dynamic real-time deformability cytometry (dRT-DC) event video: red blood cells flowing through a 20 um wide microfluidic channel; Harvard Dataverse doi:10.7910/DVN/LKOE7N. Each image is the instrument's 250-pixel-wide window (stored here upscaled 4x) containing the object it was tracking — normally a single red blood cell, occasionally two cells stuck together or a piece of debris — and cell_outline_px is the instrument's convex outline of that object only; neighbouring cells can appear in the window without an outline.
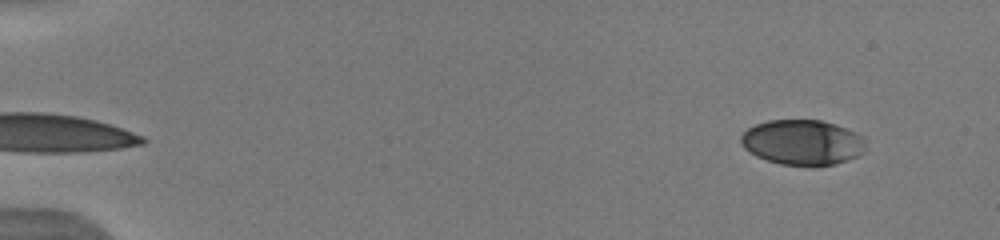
{"species": "human", "species_latin": "Homo sapiens", "temperature_condition": "warm", "stored_images_in_passage": 59, "camera_frame_rate_fps": 3000, "um_per_image_px": 0.085, "donor": {"sex": "male"}, "frame": {"image": 1, "passage_image": 1, "time_ms": 0.0, "image_size_px": [1000, 240], "cell_outline_px": [[864, 152], [856, 156], [836, 164], [780, 164], [756, 156], [744, 148], [740, 140], [740, 136], [748, 128], [756, 124], [768, 120], [820, 120], [836, 124], [856, 132], [864, 136]], "centroid_in_image_um": [68.21, 12.07], "position_along_channel_um": 16.8, "area_um2": 32.54}}
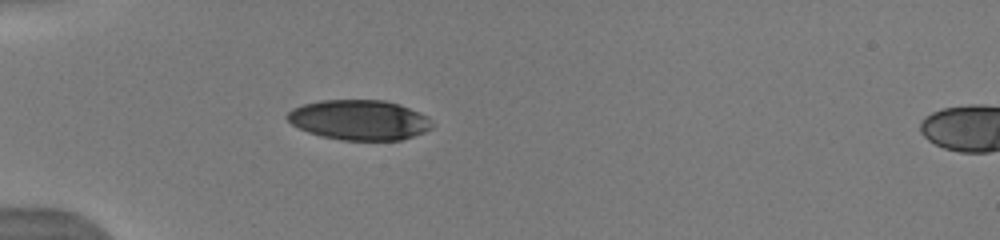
{"frame": {"image": 2, "passage_image": 15, "time_ms": 4.0, "image_size_px": [1000, 240], "cell_outline_px": [[432, 128], [424, 132], [400, 140], [340, 140], [320, 136], [308, 132], [292, 124], [284, 116], [292, 108], [304, 104], [320, 100], [384, 100], [400, 104], [428, 116], [432, 124]], "centroid_in_image_um": [30.52, 10.19], "position_along_channel_um": 54.5, "area_um2": 33.87}}
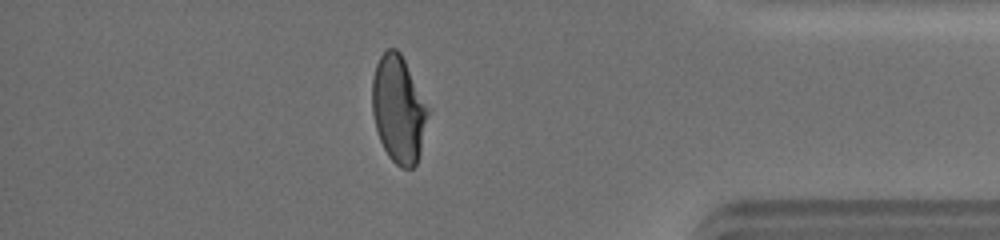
{"frame": {"image": 3, "passage_image": 49, "time_ms": 13.667, "image_size_px": [1000, 240], "cell_outline_px": [[432, 108], [420, 152], [416, 164], [412, 168], [400, 168], [388, 156], [380, 140], [376, 128], [372, 112], [372, 76], [376, 64], [380, 56], [388, 48], [396, 48], [400, 52]], "centroid_in_image_um": [33.92, 9.27], "position_along_channel_um": 401.3, "area_um2": 35.66}, "authors_computed_cell_mechanics": {"area_um2": 34.8534, "velocity_mm_per_s": 4.0169, "shape_relaxation_time_tau1_ms": 5.8692, "shape_relaxation_time_tau2_ms": 1.3638, "deformation_change_tau1": 0.1985, "deformation_change_tau2": 0.0566}}